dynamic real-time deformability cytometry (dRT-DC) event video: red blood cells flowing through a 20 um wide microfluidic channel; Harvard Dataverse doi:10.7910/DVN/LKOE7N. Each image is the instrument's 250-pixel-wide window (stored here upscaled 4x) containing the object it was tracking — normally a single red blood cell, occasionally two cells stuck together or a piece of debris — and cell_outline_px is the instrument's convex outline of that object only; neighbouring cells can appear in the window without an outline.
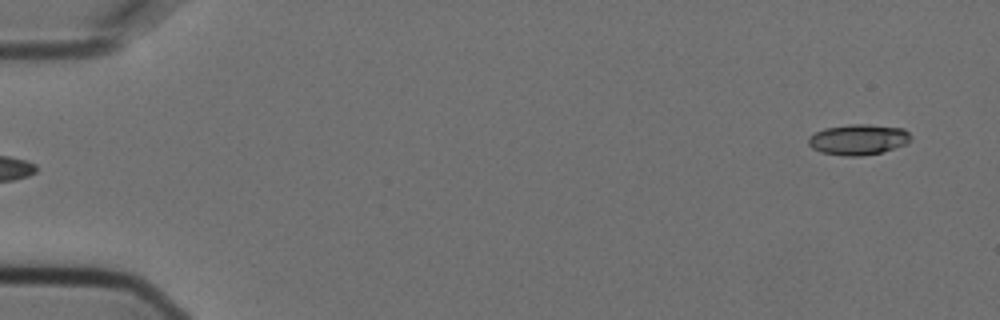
{"species": "Egyptian fruit bat (a non-hibernating species)", "species_latin": "Rousettus aegyptiacus", "temperature_condition": "cold", "stored_images_in_passage": 4, "camera_frame_rate_fps": 3000, "um_per_image_px": 0.085, "animal": {"sex": "female"}, "frame": {"image": 1, "passage_image": 1, "time_ms": 0.0, "image_size_px": [1000, 320], "cell_outline_px": [[912, 136], [904, 144], [880, 152], [860, 156], [848, 156], [820, 152], [812, 148], [808, 144], [808, 136], [824, 128], [852, 124], [868, 124], [904, 128]], "centroid_in_image_um": [72.91, 11.85], "position_along_channel_um": 12.1, "area_um2": 18.09}}
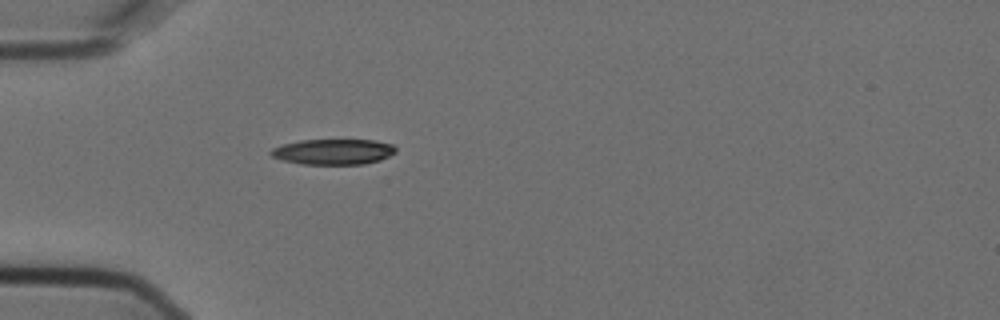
{"frame": {"image": 2, "passage_image": 4, "time_ms": 1.0, "image_size_px": [1000, 320], "cell_outline_px": [[396, 152], [380, 160], [364, 164], [300, 164], [284, 160], [272, 156], [268, 152], [272, 148], [284, 144], [300, 140], [372, 140], [392, 144], [396, 148]], "centroid_in_image_um": [28.33, 12.9], "position_along_channel_um": 56.7, "area_um2": 18.5}}